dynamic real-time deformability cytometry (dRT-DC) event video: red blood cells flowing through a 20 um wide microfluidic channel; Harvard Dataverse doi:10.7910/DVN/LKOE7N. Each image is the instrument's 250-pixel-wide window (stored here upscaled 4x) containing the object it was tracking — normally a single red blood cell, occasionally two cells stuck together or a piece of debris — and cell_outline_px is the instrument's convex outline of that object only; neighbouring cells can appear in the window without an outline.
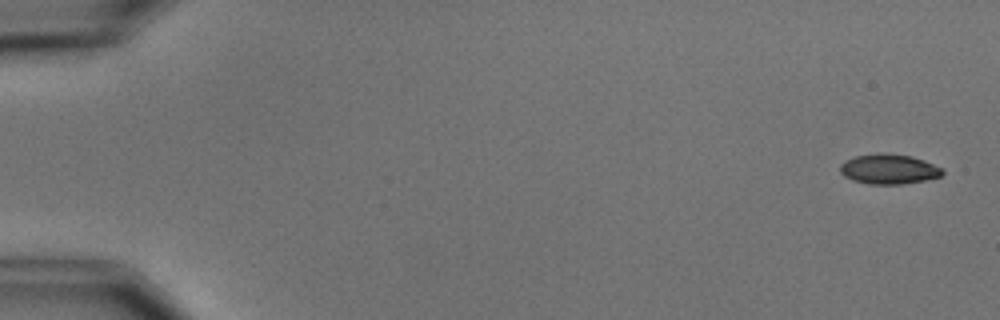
{"species": "common noctule bat (a hibernating species)", "species_latin": "Nyctalus noctula", "temperature_condition": "cold", "stored_images_in_passage": 6, "camera_frame_rate_fps": 3000, "um_per_image_px": 0.085, "animal": {"sex": "male", "body_mass_g": 15.6}, "frame": {"image": 1, "passage_image": 1, "time_ms": 0.0, "image_size_px": [1000, 320], "cell_outline_px": [[944, 172], [940, 176], [924, 180], [900, 184], [868, 184], [852, 180], [844, 176], [840, 172], [840, 164], [844, 160], [856, 156], [912, 156], [924, 160], [944, 168]], "centroid_in_image_um": [75.56, 14.42], "position_along_channel_um": 9.4, "area_um2": 17.17}}
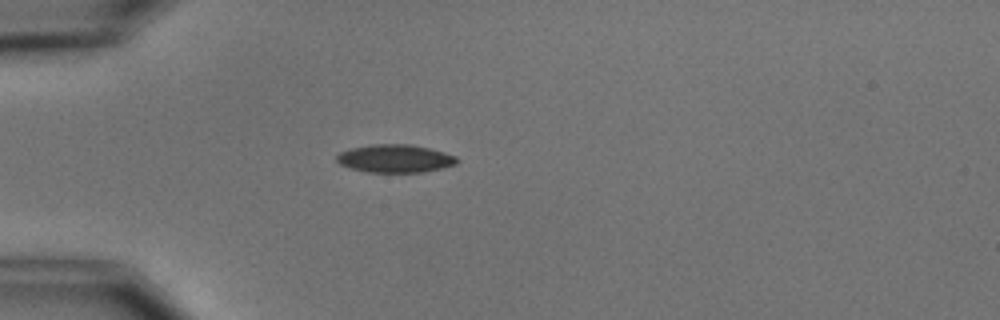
{"frame": {"image": 2, "passage_image": 5, "time_ms": 4.667, "image_size_px": [1000, 320], "cell_outline_px": [[460, 160], [456, 164], [424, 172], [368, 172], [352, 168], [340, 164], [336, 160], [336, 156], [340, 152], [352, 148], [372, 144], [408, 144], [428, 148], [444, 152], [456, 156]], "centroid_in_image_um": [33.59, 13.47], "position_along_channel_um": 51.4, "area_um2": 19.48}}